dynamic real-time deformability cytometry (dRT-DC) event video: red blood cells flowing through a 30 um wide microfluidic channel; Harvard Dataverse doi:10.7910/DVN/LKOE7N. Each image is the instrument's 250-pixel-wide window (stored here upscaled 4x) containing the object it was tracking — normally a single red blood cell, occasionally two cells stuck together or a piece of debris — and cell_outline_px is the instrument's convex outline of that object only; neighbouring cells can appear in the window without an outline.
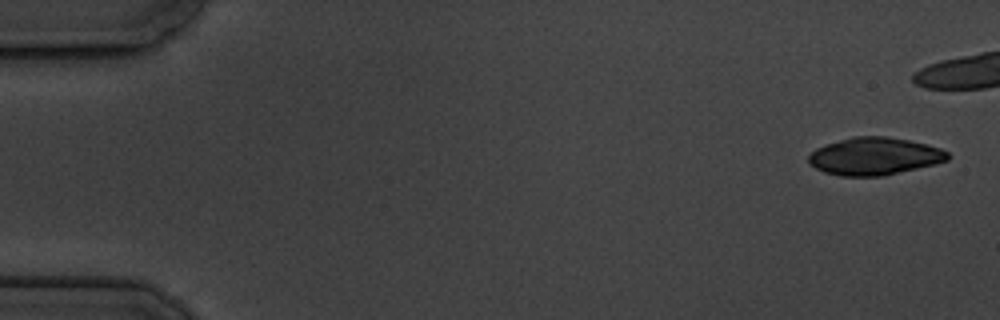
{"species": "common noctule bat (a hibernating species)", "species_latin": "Nyctalus noctula", "temperature_condition": "cold", "stored_images_in_passage": 12, "camera_frame_rate_fps": 3000, "um_per_image_px": 0.085, "animal": {"sex": "male", "body_mass_g": 19.5, "forearm_length_mm": 54.6}, "frame": {"image": 1, "passage_image": 1, "time_ms": 0.0, "image_size_px": [1000, 320], "cell_outline_px": [[948, 160], [936, 164], [880, 176], [840, 176], [824, 172], [816, 168], [808, 160], [808, 156], [816, 148], [824, 144], [852, 136], [884, 136], [908, 140], [940, 148], [948, 152]], "centroid_in_image_um": [74.3, 13.27], "position_along_channel_um": 10.7, "area_um2": 30.23}}